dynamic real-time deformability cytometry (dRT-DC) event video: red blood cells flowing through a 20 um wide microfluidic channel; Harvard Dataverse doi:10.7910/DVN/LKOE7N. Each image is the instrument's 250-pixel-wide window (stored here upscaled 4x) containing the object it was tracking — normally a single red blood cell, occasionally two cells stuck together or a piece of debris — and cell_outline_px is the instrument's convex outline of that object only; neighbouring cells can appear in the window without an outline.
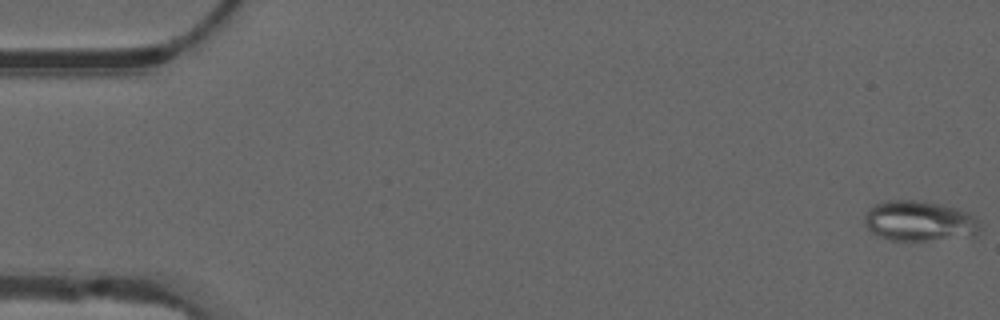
{"species": "common noctule bat (a hibernating species)", "species_latin": "Nyctalus noctula", "temperature_condition": "warm", "stored_images_in_passage": 54, "camera_frame_rate_fps": 3000, "um_per_image_px": 0.085, "animal": {"sex": "male", "forearm_length_mm": 52.5}, "frame": {"image": 1, "passage_image": 1, "time_ms": 0.0, "image_size_px": [1000, 320], "cell_outline_px": [[984, 228], [976, 236], [924, 240], [888, 240], [876, 236], [864, 224], [864, 216], [868, 208], [884, 200], [920, 200], [940, 204], [956, 208], [968, 212]], "centroid_in_image_um": [78.14, 18.79], "position_along_channel_um": 6.9, "area_um2": 27.46}}
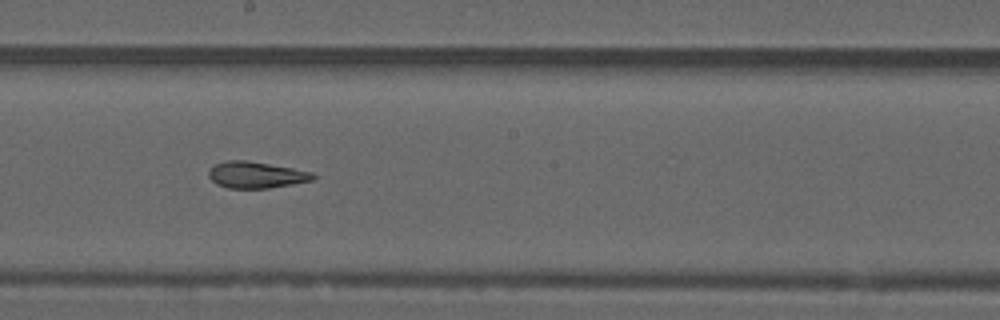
{"frame": {"image": 2, "passage_image": 30, "time_ms": 9.667, "image_size_px": [1000, 320], "cell_outline_px": [[316, 176], [312, 180], [292, 184], [268, 188], [228, 188], [216, 184], [208, 176], [208, 168], [224, 160], [248, 160], [292, 168], [312, 172]], "centroid_in_image_um": [21.72, 14.85], "position_along_channel_um": 226.5, "area_um2": 16.13}}
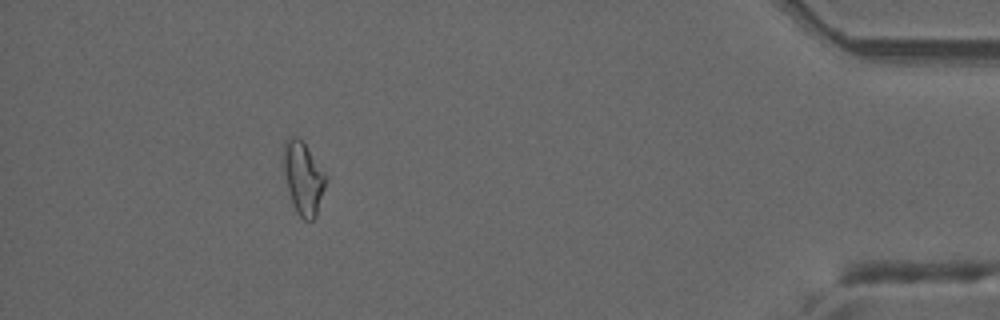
{"frame": {"image": 3, "passage_image": 49, "time_ms": 16.0, "image_size_px": [1000, 320], "cell_outline_px": [[328, 176], [316, 216], [312, 220], [304, 220], [296, 212], [288, 188], [280, 160], [280, 156], [284, 140], [292, 136], [300, 136]], "centroid_in_image_um": [25.74, 15.04], "position_along_channel_um": 409.5, "area_um2": 18.44}, "authors_computed_cell_mechanics": {"area_um2": 17.2822, "velocity_mm_per_s": 3.8111, "shape_relaxation_time_tau1_ms": null, "shape_relaxation_time_tau2_ms": 4.7201, "deformation_change_tau1": null, "deformation_change_tau2": 0.1294}}